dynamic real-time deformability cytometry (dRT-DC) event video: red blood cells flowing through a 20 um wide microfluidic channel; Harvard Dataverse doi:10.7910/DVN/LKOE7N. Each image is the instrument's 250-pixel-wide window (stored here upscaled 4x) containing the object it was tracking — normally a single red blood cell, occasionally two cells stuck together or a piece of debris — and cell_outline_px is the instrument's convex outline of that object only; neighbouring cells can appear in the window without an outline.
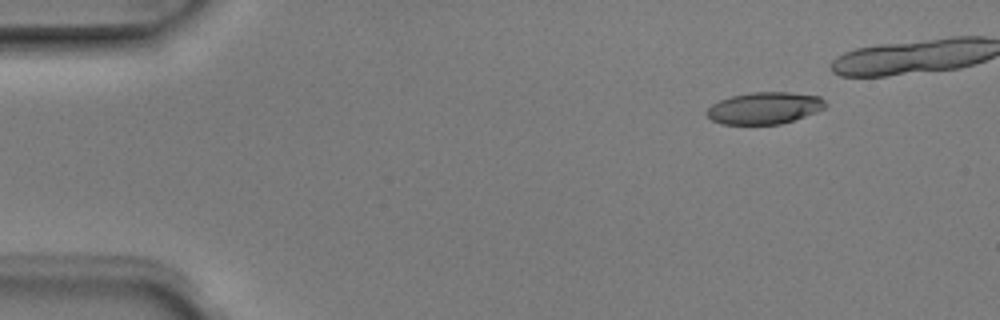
{"species": "Egyptian fruit bat (a non-hibernating species)", "species_latin": "Rousettus aegyptiacus", "temperature_condition": "room temperature", "stored_images_in_passage": 6, "camera_frame_rate_fps": 3000, "um_per_image_px": 0.085, "animal": {"sex": "male"}, "frame": {"image": 1, "passage_image": 2, "time_ms": 0.333, "image_size_px": [1000, 320], "cell_outline_px": [[828, 104], [824, 108], [816, 112], [780, 124], [720, 124], [712, 120], [704, 112], [712, 104], [720, 100], [732, 96], [752, 92], [788, 92], [820, 96]], "centroid_in_image_um": [64.97, 9.18], "position_along_channel_um": 20.0, "area_um2": 21.96}}